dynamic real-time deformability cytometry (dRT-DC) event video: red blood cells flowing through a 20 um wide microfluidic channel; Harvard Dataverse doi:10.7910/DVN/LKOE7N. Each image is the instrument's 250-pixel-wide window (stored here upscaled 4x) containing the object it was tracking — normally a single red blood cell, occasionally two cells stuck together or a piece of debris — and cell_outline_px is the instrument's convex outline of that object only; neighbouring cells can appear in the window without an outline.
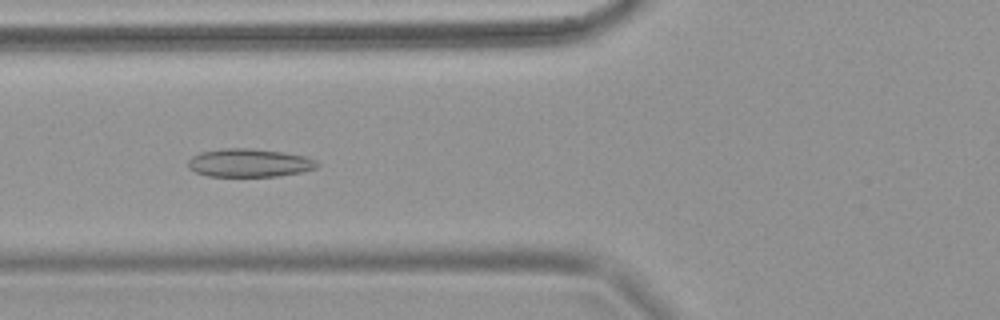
{"species": "common noctule bat (a hibernating species)", "species_latin": "Nyctalus noctula", "temperature_condition": "warm", "stored_images_in_passage": 66, "camera_frame_rate_fps": 3000, "um_per_image_px": 0.085, "animal": {"sex": "female", "body_mass_g": 18.4}, "frame": {"image": 1, "passage_image": 27, "time_ms": 8.667, "image_size_px": [1000, 320], "cell_outline_px": [[320, 164], [316, 168], [300, 172], [280, 176], [208, 176], [196, 172], [188, 168], [188, 160], [192, 156], [200, 152], [224, 148], [252, 148], [284, 152], [308, 156], [316, 160]], "centroid_in_image_um": [21.21, 13.83], "position_along_channel_um": 104.6, "area_um2": 21.44}}
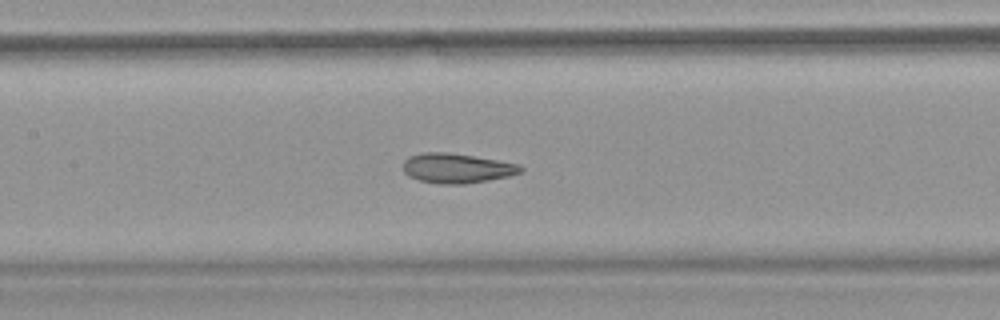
{"frame": {"image": 2, "passage_image": 33, "time_ms": 10.667, "image_size_px": [1000, 320], "cell_outline_px": [[524, 172], [508, 176], [488, 180], [464, 184], [440, 184], [420, 180], [408, 176], [404, 172], [404, 160], [408, 156], [424, 152], [448, 152], [520, 164], [524, 168]], "centroid_in_image_um": [38.84, 14.3], "position_along_channel_um": 168.6, "area_um2": 20.35}}
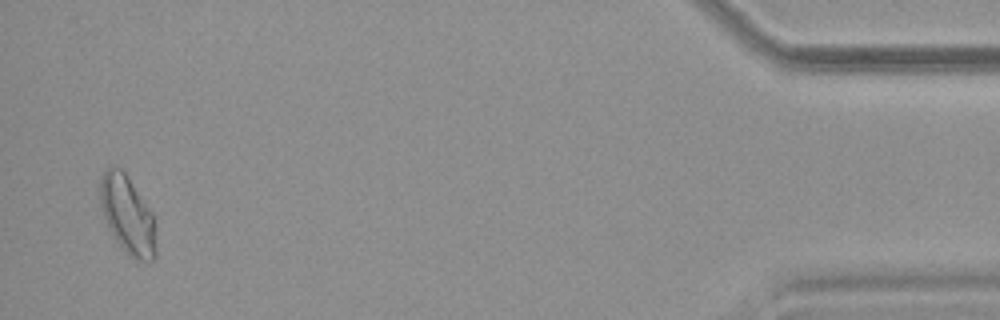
{"frame": {"image": 3, "passage_image": 64, "time_ms": 21.0, "image_size_px": [1000, 320], "cell_outline_px": [[156, 256], [152, 260], [140, 260], [128, 256], [112, 236], [104, 220], [96, 188], [100, 176], [112, 164], [120, 168], [128, 176], [152, 212], [156, 252]], "centroid_in_image_um": [10.76, 18.22], "position_along_channel_um": 424.4, "area_um2": 25.89}}